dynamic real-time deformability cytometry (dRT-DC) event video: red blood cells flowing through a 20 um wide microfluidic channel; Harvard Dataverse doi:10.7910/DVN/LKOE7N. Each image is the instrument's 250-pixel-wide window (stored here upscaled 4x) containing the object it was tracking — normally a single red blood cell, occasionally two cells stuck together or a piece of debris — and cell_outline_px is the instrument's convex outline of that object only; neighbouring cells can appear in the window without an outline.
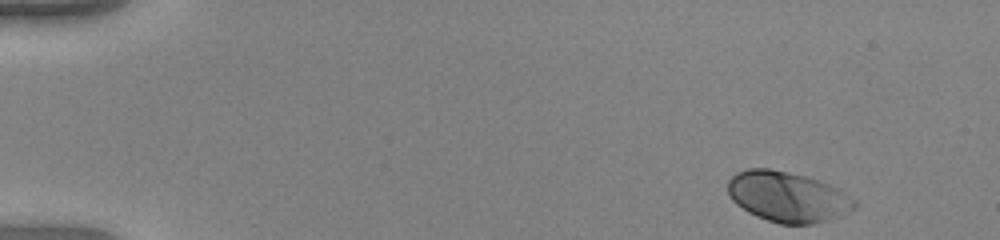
{"species": "human", "species_latin": "Homo sapiens", "temperature_condition": "warm", "stored_images_in_passage": 49, "camera_frame_rate_fps": 3000, "um_per_image_px": 0.085, "donor": {"sex": "female"}, "frame": {"image": 1, "passage_image": 1, "time_ms": 0.0, "image_size_px": [1000, 240], "cell_outline_px": [[856, 208], [840, 216], [828, 220], [812, 224], [780, 224], [756, 216], [748, 212], [736, 204], [728, 196], [728, 180], [736, 172], [748, 168], [768, 168], [788, 172], [804, 176], [840, 188], [856, 200]], "centroid_in_image_um": [66.95, 16.73], "position_along_channel_um": 18.1, "area_um2": 37.34}}
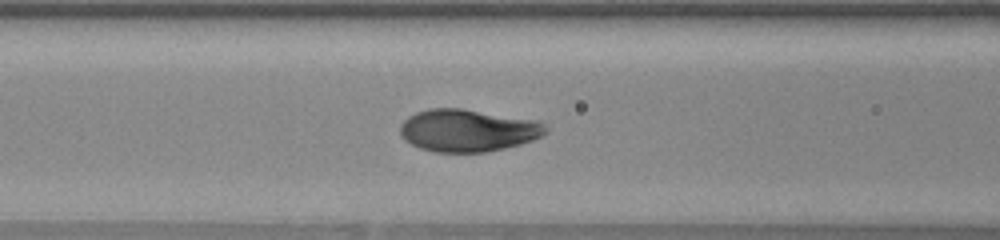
{"frame": {"image": 2, "passage_image": 20, "time_ms": 6.333, "image_size_px": [1000, 240], "cell_outline_px": [[548, 132], [532, 140], [520, 144], [504, 148], [484, 152], [432, 152], [420, 148], [404, 140], [400, 136], [400, 124], [408, 116], [416, 112], [428, 108], [460, 108], [540, 120], [548, 128]], "centroid_in_image_um": [39.76, 11.08], "position_along_channel_um": 126.8, "area_um2": 36.24}}
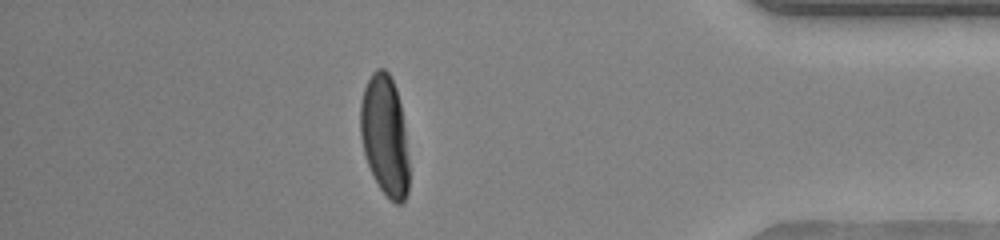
{"frame": {"image": 3, "passage_image": 43, "time_ms": 14.0, "image_size_px": [1000, 240], "cell_outline_px": [[408, 192], [404, 200], [400, 204], [396, 204], [380, 188], [368, 164], [364, 152], [360, 136], [360, 104], [364, 88], [372, 72], [376, 68], [384, 68], [388, 72], [396, 88], [400, 104], [404, 128], [408, 160]], "centroid_in_image_um": [32.69, 11.49], "position_along_channel_um": 402.5, "area_um2": 33.76}, "authors_computed_cell_mechanics": {"area_um2": 35.547, "velocity_mm_per_s": 3.9903, "shape_relaxation_time_tau1_ms": 2.9034, "shape_relaxation_time_tau2_ms": null, "deformation_change_tau1": 0.1569, "deformation_change_tau2": null}}